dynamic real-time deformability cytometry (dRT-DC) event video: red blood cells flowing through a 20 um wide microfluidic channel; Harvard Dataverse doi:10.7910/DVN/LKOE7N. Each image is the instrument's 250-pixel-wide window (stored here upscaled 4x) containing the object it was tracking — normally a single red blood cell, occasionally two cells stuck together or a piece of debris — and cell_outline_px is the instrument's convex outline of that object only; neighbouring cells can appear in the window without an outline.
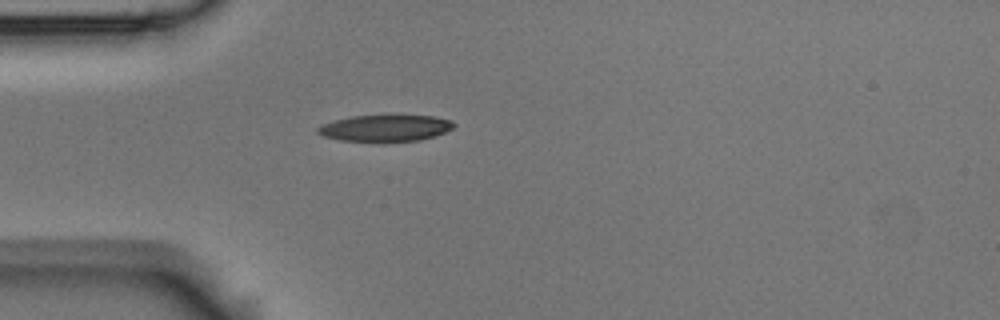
{"species": "Egyptian fruit bat (a non-hibernating species)", "species_latin": "Rousettus aegyptiacus", "temperature_condition": "room temperature", "stored_images_in_passage": 1, "camera_frame_rate_fps": 3000, "um_per_image_px": 0.085, "animal": {"sex": "male"}, "frame": {"image": 1, "passage_image": 1, "time_ms": 0.0, "image_size_px": [1000, 320], "cell_outline_px": [[456, 124], [452, 128], [444, 132], [420, 140], [340, 140], [324, 136], [316, 132], [316, 128], [320, 124], [352, 116], [432, 116], [452, 120]], "centroid_in_image_um": [32.73, 10.87], "position_along_channel_um": 52.3, "area_um2": 20.35}}